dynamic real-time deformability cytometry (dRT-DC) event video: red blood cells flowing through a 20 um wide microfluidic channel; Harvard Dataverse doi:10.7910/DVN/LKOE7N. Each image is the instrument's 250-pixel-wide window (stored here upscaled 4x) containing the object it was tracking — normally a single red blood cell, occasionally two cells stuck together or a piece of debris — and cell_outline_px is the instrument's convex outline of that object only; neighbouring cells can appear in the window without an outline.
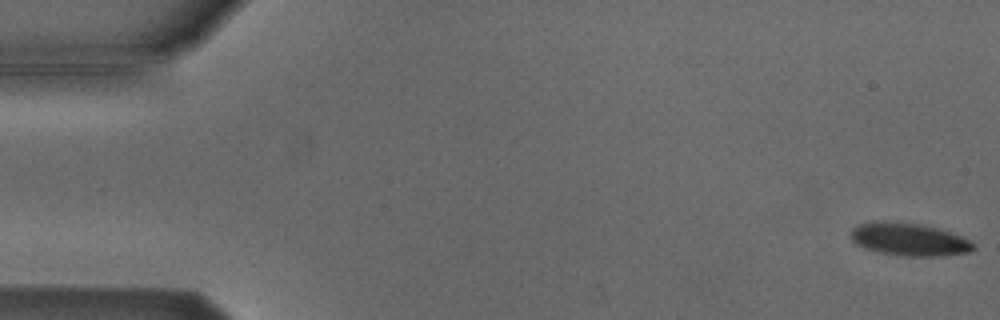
{"species": "Egyptian fruit bat (a non-hibernating species)", "species_latin": "Rousettus aegyptiacus", "temperature_condition": "cold", "stored_images_in_passage": 53, "camera_frame_rate_fps": 3000, "um_per_image_px": 0.085, "animal": {"sex": "male"}, "frame": {"image": 1, "passage_image": 1, "time_ms": 0.0, "image_size_px": [1000, 320], "cell_outline_px": [[976, 248], [972, 252], [944, 256], [904, 256], [880, 252], [864, 248], [856, 244], [852, 240], [852, 228], [860, 224], [920, 224], [936, 228], [964, 236], [972, 240], [976, 244]], "centroid_in_image_um": [77.43, 20.41], "position_along_channel_um": 7.6, "area_um2": 22.77}}
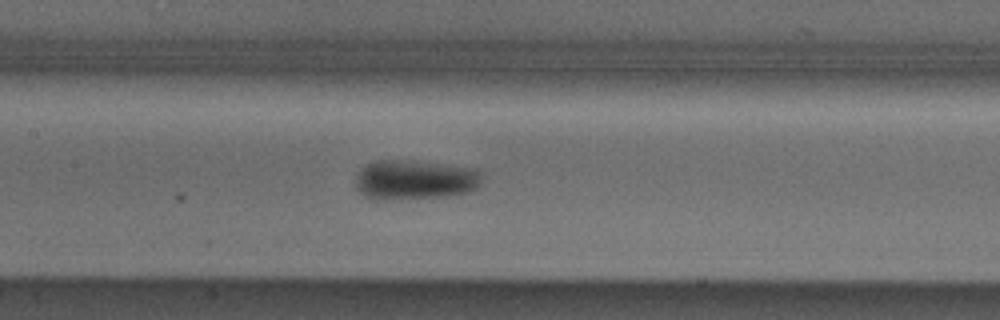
{"frame": {"image": 2, "passage_image": 25, "time_ms": 8.0, "image_size_px": [1000, 320], "cell_outline_px": [[480, 184], [476, 188], [468, 192], [444, 196], [384, 200], [376, 200], [364, 196], [356, 188], [356, 176], [360, 168], [364, 164], [376, 160], [412, 160], [476, 168], [480, 172]], "centroid_in_image_um": [35.21, 15.27], "position_along_channel_um": 172.2, "area_um2": 29.48}}
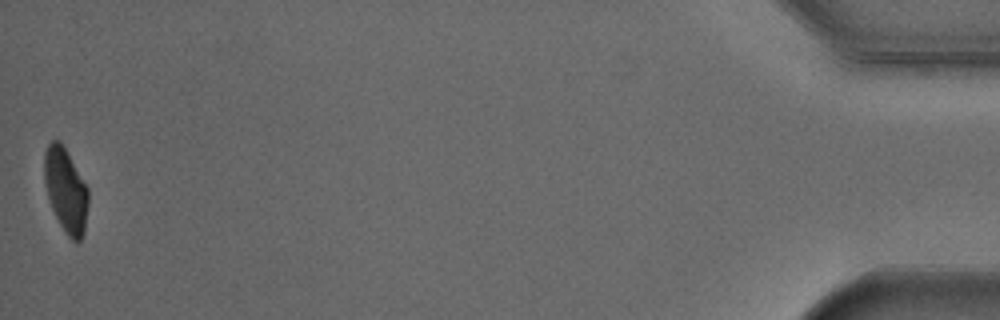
{"frame": {"image": 3, "passage_image": 53, "time_ms": 17.333, "image_size_px": [1000, 320], "cell_outline_px": [[88, 204], [84, 232], [80, 240], [72, 240], [68, 236], [60, 224], [52, 208], [48, 196], [44, 180], [44, 152], [48, 144], [52, 140], [60, 140], [88, 188]], "centroid_in_image_um": [5.58, 16.15], "position_along_channel_um": 429.6, "area_um2": 21.27}, "authors_computed_cell_mechanics": {"area_um2": 25.0274, "velocity_mm_per_s": 3.8429, "shape_relaxation_time_tau1_ms": 2.2748, "shape_relaxation_time_tau2_ms": null, "deformation_change_tau1": 0.0986, "deformation_change_tau2": null}}